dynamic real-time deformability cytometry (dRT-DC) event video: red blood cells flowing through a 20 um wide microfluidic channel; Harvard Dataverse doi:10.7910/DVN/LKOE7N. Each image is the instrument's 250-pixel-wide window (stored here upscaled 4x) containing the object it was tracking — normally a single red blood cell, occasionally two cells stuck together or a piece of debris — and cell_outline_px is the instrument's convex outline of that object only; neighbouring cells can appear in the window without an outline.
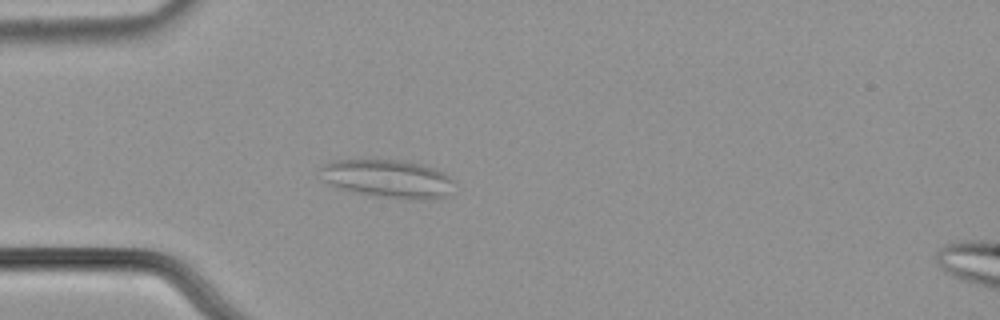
{"species": "common noctule bat (a hibernating species)", "species_latin": "Nyctalus noctula", "temperature_condition": "cold", "stored_images_in_passage": 57, "camera_frame_rate_fps": 3000, "um_per_image_px": 0.085, "animal": {"sex": "male", "body_mass_g": 21.5, "forearm_length_mm": 52.0}, "frame": {"image": 1, "passage_image": 17, "time_ms": 5.333, "image_size_px": [1000, 320], "cell_outline_px": [[456, 180], [452, 196], [436, 200], [408, 200], [376, 196], [336, 188], [328, 184], [324, 180], [320, 168], [324, 164], [336, 160], [404, 160], [420, 164], [444, 172]], "centroid_in_image_um": [33.09, 15.23], "position_along_channel_um": 51.9, "area_um2": 30.52}}
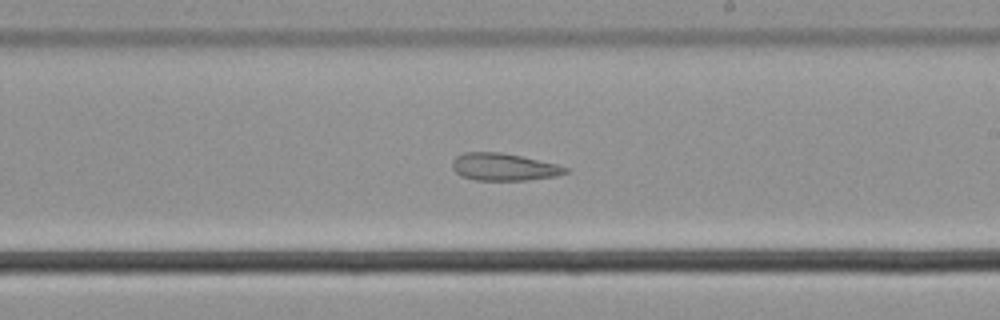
{"frame": {"image": 2, "passage_image": 34, "time_ms": 11.0, "image_size_px": [1000, 320], "cell_outline_px": [[568, 172], [556, 176], [524, 180], [476, 180], [460, 176], [452, 168], [452, 160], [456, 156], [464, 152], [500, 152], [520, 156], [556, 164], [568, 168]], "centroid_in_image_um": [42.77, 14.19], "position_along_channel_um": 246.2, "area_um2": 17.92}}
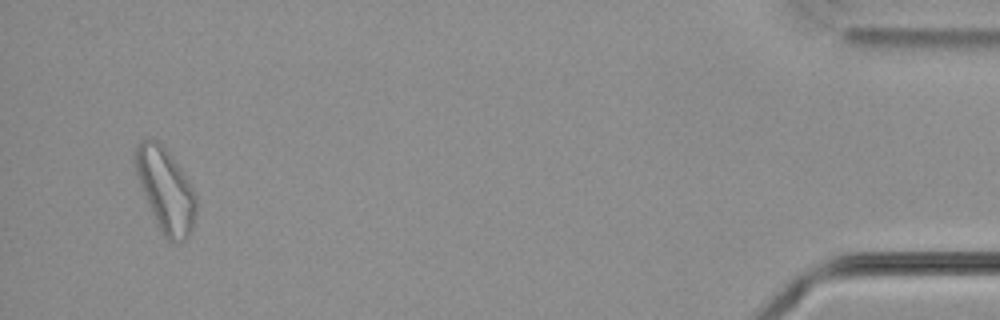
{"frame": {"image": 3, "passage_image": 55, "time_ms": 18.0, "image_size_px": [1000, 320], "cell_outline_px": [[196, 212], [192, 232], [184, 240], [168, 240], [160, 232], [156, 224], [144, 196], [132, 160], [132, 156], [136, 148], [144, 140], [156, 140], [172, 156], [192, 188], [196, 196]], "centroid_in_image_um": [14.06, 16.18], "position_along_channel_um": 421.1, "area_um2": 29.3}, "authors_computed_cell_mechanics": {"area_um2": 25.2008, "velocity_mm_per_s": 3.6491, "shape_relaxation_time_tau1_ms": null, "shape_relaxation_time_tau2_ms": 4.2027, "deformation_change_tau1": null, "deformation_change_tau2": 0.1052}}